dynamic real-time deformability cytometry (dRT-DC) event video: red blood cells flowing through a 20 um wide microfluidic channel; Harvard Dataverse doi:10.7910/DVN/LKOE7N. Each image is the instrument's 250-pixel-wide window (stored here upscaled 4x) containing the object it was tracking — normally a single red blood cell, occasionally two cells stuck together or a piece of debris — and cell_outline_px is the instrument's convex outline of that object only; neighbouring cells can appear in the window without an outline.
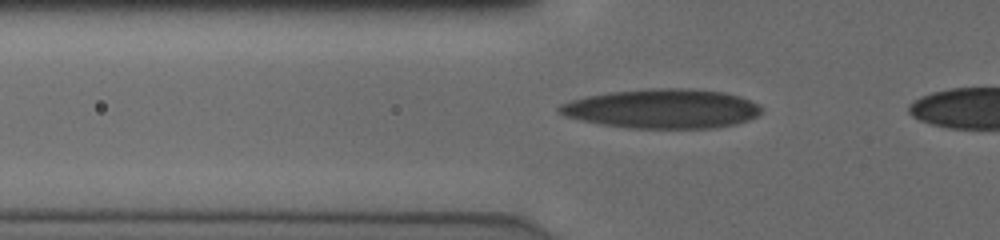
{"species": "human", "species_latin": "Homo sapiens", "temperature_condition": "cold", "stored_images_in_passage": 33, "camera_frame_rate_fps": 3000, "um_per_image_px": 0.085, "donor": {"sex": "male"}, "frame": {"image": 1, "passage_image": 4, "time_ms": 1.0, "image_size_px": [1000, 240], "cell_outline_px": [[760, 116], [736, 124], [712, 128], [628, 128], [600, 124], [580, 120], [568, 116], [560, 112], [556, 108], [560, 104], [572, 100], [588, 96], [612, 92], [652, 88], [684, 88], [724, 92], [740, 96], [760, 104]], "centroid_in_image_um": [56.34, 9.24], "position_along_channel_um": 69.5, "area_um2": 46.24}}
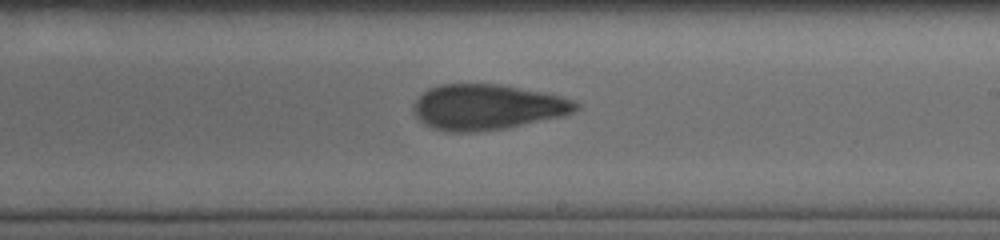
{"frame": {"image": 2, "passage_image": 18, "time_ms": 5.667, "image_size_px": [1000, 240], "cell_outline_px": [[580, 104], [572, 112], [560, 116], [504, 128], [476, 132], [448, 132], [424, 124], [416, 116], [412, 108], [416, 100], [428, 88], [440, 84], [500, 84], [560, 96], [572, 100]], "centroid_in_image_um": [41.35, 9.09], "position_along_channel_um": 247.6, "area_um2": 42.43}}
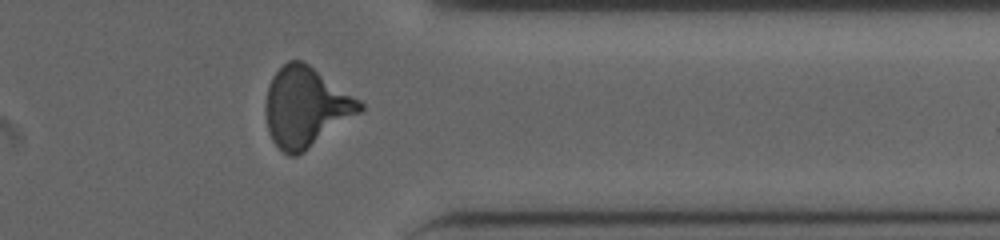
{"frame": {"image": 3, "passage_image": 29, "time_ms": 9.333, "image_size_px": [1000, 240], "cell_outline_px": [[364, 108], [360, 112], [304, 152], [296, 156], [288, 156], [272, 140], [268, 132], [264, 108], [268, 84], [272, 76], [288, 60], [304, 60], [360, 100], [364, 104]], "centroid_in_image_um": [25.97, 9.09], "position_along_channel_um": 385.4, "area_um2": 43.81}}